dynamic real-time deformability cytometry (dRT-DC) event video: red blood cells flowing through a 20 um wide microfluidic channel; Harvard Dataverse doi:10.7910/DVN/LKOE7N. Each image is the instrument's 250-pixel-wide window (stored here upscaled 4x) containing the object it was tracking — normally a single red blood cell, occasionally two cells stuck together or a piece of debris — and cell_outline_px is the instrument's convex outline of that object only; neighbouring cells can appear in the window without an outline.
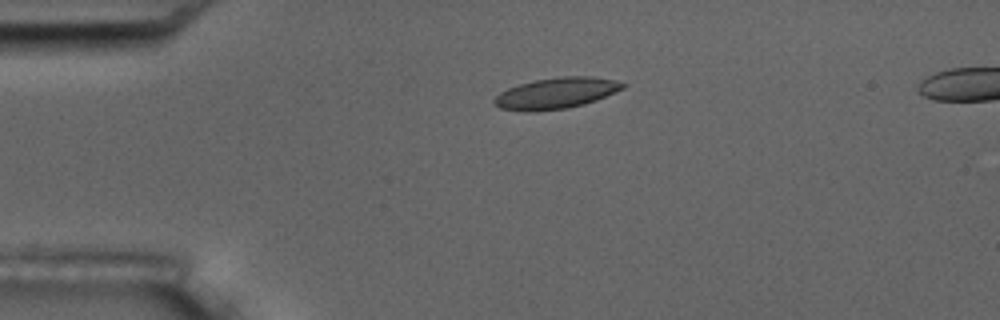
{"species": "common noctule bat (a hibernating species)", "species_latin": "Nyctalus noctula", "temperature_condition": "room temperature", "stored_images_in_passage": 6, "camera_frame_rate_fps": 3000, "um_per_image_px": 0.085, "animal": {"sex": "male", "body_mass_g": 17.5, "forearm_length_mm": 52.3}, "frame": {"image": 1, "passage_image": 4, "time_ms": 3.333, "image_size_px": [1000, 320], "cell_outline_px": [[628, 84], [624, 88], [596, 100], [584, 104], [568, 108], [536, 112], [524, 112], [500, 108], [492, 104], [492, 100], [500, 92], [508, 88], [520, 84], [536, 80], [560, 76], [592, 76], [612, 80]], "centroid_in_image_um": [47.23, 7.94], "position_along_channel_um": 37.8, "area_um2": 23.41}}